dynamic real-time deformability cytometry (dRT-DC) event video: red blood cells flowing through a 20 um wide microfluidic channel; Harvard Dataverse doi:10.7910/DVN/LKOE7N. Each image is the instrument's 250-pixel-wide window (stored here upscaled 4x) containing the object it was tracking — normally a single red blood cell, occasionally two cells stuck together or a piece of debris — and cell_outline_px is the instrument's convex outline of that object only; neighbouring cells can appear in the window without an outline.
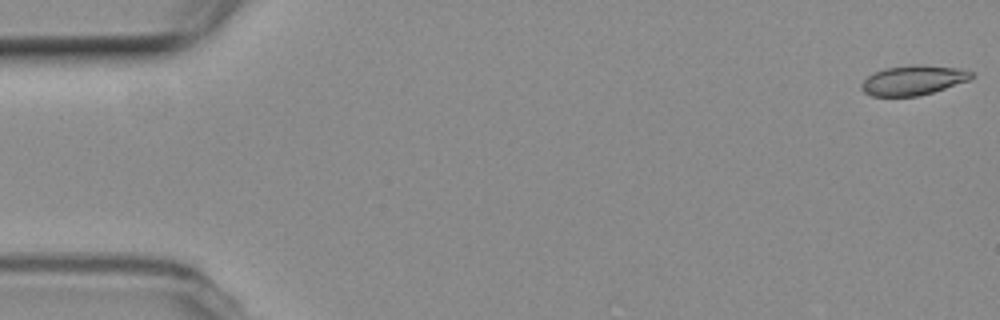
{"species": "common noctule bat (a hibernating species)", "species_latin": "Nyctalus noctula", "temperature_condition": "room temperature", "stored_images_in_passage": 6, "camera_frame_rate_fps": 3000, "um_per_image_px": 0.085, "animal": {"sex": "female", "body_mass_g": 19.3, "forearm_length_mm": 54.1}, "frame": {"image": 1, "passage_image": 1, "time_ms": 0.0, "image_size_px": [1000, 320], "cell_outline_px": [[972, 76], [968, 80], [932, 92], [916, 96], [872, 96], [864, 92], [860, 88], [860, 84], [868, 76], [884, 68], [908, 64], [924, 64], [960, 68], [972, 72]], "centroid_in_image_um": [77.59, 6.8], "position_along_channel_um": 7.4, "area_um2": 19.02}}
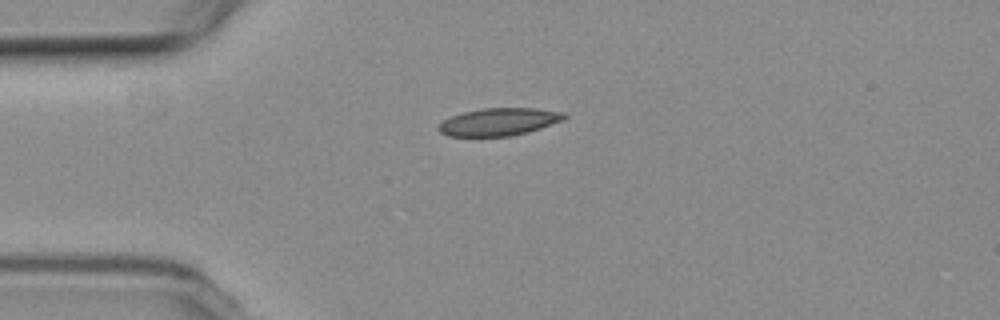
{"frame": {"image": 2, "passage_image": 4, "time_ms": 4.333, "image_size_px": [1000, 320], "cell_outline_px": [[568, 116], [564, 120], [540, 128], [512, 136], [448, 136], [440, 132], [436, 128], [444, 120], [452, 116], [464, 112], [480, 108], [536, 108], [564, 112]], "centroid_in_image_um": [42.43, 10.35], "position_along_channel_um": 42.6, "area_um2": 20.17}}